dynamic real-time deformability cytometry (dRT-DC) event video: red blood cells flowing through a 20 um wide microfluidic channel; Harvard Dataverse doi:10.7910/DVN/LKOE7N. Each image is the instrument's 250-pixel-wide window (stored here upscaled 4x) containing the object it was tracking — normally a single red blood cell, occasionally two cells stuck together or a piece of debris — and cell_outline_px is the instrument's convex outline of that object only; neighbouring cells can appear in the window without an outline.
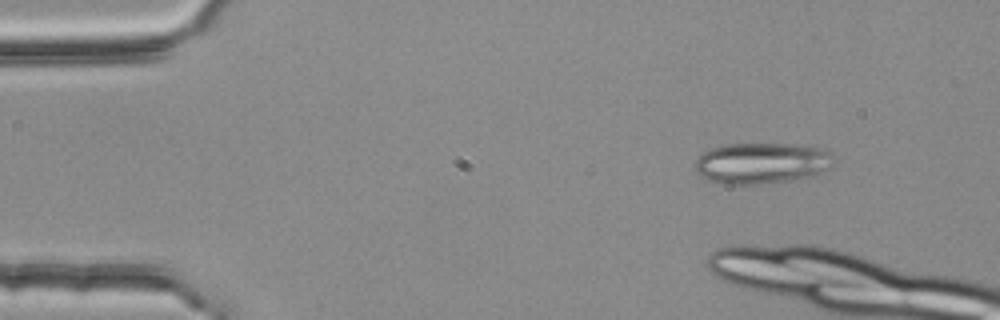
{"species": "common noctule bat (a hibernating species)", "species_latin": "Nyctalus noctula", "temperature_condition": "room temperature", "stored_images_in_passage": 10, "camera_frame_rate_fps": 3000, "um_per_image_px": 0.085, "animal": {"sex": "female", "body_mass_g": 25.1}, "frame": {"image": 1, "passage_image": 1, "time_ms": 0.0, "image_size_px": [1000, 320], "cell_outline_px": [[832, 156], [828, 168], [820, 172], [804, 176], [764, 184], [720, 184], [708, 180], [700, 176], [696, 172], [696, 160], [704, 152], [712, 148], [728, 144], [812, 144], [828, 152]], "centroid_in_image_um": [64.68, 13.85], "position_along_channel_um": 20.3, "area_um2": 32.71}}